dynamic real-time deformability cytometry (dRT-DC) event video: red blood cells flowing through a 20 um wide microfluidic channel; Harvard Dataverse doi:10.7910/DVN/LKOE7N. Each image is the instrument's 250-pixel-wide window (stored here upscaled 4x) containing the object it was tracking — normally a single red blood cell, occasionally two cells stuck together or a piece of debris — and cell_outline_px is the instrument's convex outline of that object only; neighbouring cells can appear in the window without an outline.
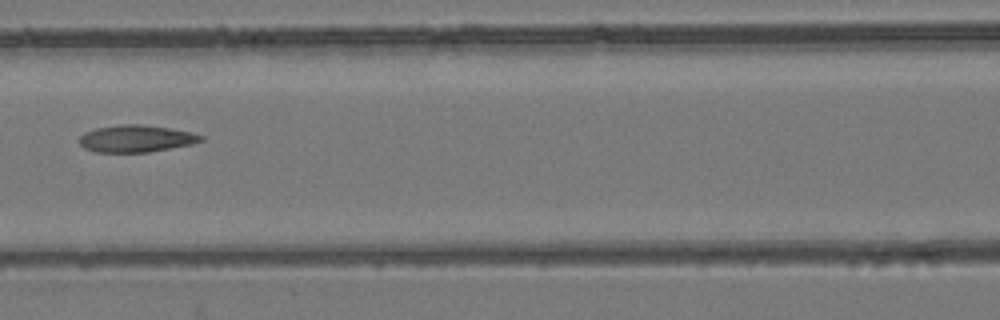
{"species": "common noctule bat (a hibernating species)", "species_latin": "Nyctalus noctula", "temperature_condition": "room temperature", "stored_images_in_passage": 6, "camera_frame_rate_fps": 3000, "um_per_image_px": 0.085, "animal": {"sex": "female", "body_mass_g": 24.6, "forearm_length_mm": 56.2}, "frame": {"image": 1, "passage_image": 6, "time_ms": 1.667, "image_size_px": [1000, 320], "cell_outline_px": [[204, 140], [192, 144], [148, 152], [96, 152], [84, 148], [80, 144], [80, 136], [84, 132], [96, 128], [120, 124], [144, 124], [168, 128], [188, 132], [204, 136]], "centroid_in_image_um": [11.55, 11.78], "position_along_channel_um": 155.1, "area_um2": 19.07}}